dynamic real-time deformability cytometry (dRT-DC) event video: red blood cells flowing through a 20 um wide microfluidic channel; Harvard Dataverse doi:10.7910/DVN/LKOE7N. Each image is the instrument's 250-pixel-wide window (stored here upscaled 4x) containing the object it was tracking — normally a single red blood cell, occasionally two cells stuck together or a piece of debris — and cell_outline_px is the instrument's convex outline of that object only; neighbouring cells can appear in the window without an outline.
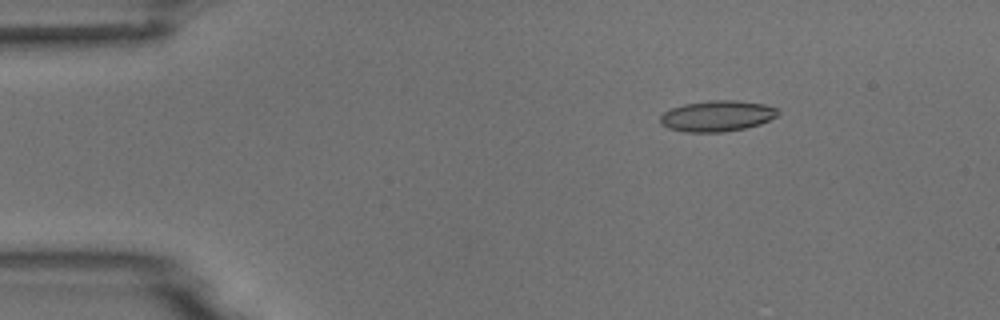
{"species": "common noctule bat (a hibernating species)", "species_latin": "Nyctalus noctula", "temperature_condition": "room temperature", "stored_images_in_passage": 5, "camera_frame_rate_fps": 3000, "um_per_image_px": 0.085, "animal": {"sex": "male", "body_mass_g": 18.8}, "frame": {"image": 1, "passage_image": 3, "time_ms": 2.333, "image_size_px": [1000, 320], "cell_outline_px": [[780, 112], [776, 116], [760, 124], [744, 128], [724, 132], [684, 132], [668, 128], [660, 124], [660, 116], [664, 112], [672, 108], [684, 104], [708, 100], [736, 100], [764, 104], [776, 108]], "centroid_in_image_um": [60.93, 9.86], "position_along_channel_um": 24.1, "area_um2": 21.21}}